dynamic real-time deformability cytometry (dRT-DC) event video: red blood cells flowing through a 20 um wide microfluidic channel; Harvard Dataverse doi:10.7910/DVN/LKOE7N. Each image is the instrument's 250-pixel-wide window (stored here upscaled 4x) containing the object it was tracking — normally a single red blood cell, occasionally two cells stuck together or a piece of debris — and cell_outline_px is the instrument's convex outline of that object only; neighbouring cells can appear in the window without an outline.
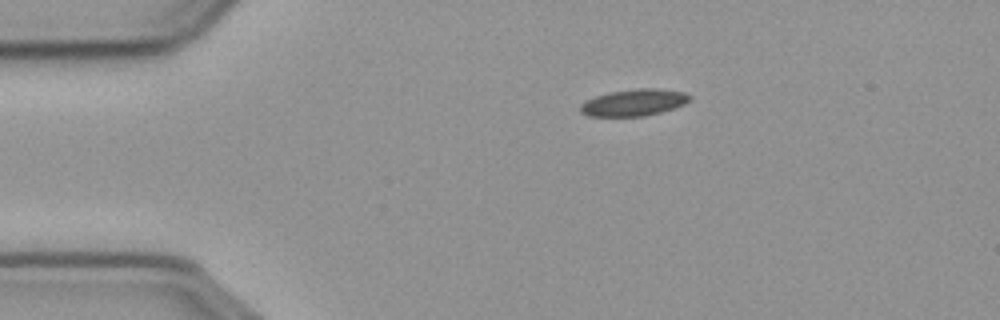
{"species": "common noctule bat (a hibernating species)", "species_latin": "Nyctalus noctula", "temperature_condition": "cold", "stored_images_in_passage": 46, "camera_frame_rate_fps": 3000, "um_per_image_px": 0.085, "animal": {"sex": "male", "body_mass_g": 23.1, "forearm_length_mm": 52.7}, "frame": {"image": 1, "passage_image": 1, "time_ms": 0.0, "image_size_px": [1000, 320], "cell_outline_px": [[692, 100], [684, 104], [660, 112], [644, 116], [588, 116], [580, 112], [580, 104], [584, 100], [608, 92], [636, 88], [656, 88], [684, 92], [692, 96]], "centroid_in_image_um": [53.87, 8.7], "position_along_channel_um": 31.1, "area_um2": 17.17}}
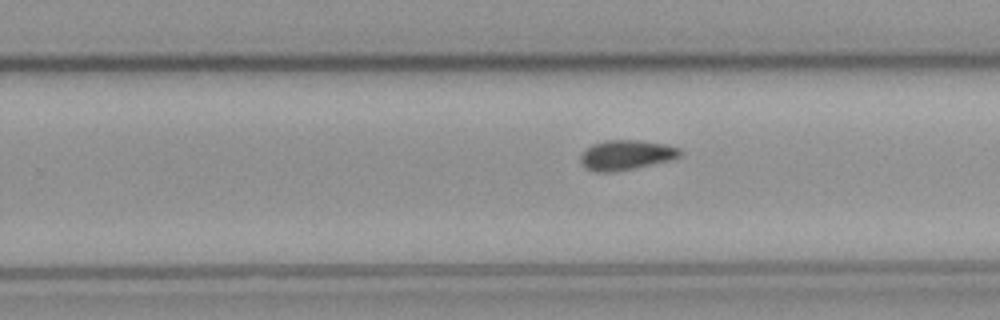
{"frame": {"image": 2, "passage_image": 25, "time_ms": 8.0, "image_size_px": [1000, 320], "cell_outline_px": [[684, 152], [680, 156], [672, 160], [612, 172], [596, 172], [588, 168], [580, 160], [580, 156], [592, 144], [604, 140], [640, 140], [664, 144], [680, 148]], "centroid_in_image_um": [53.27, 13.16], "position_along_channel_um": 276.5, "area_um2": 17.17}}
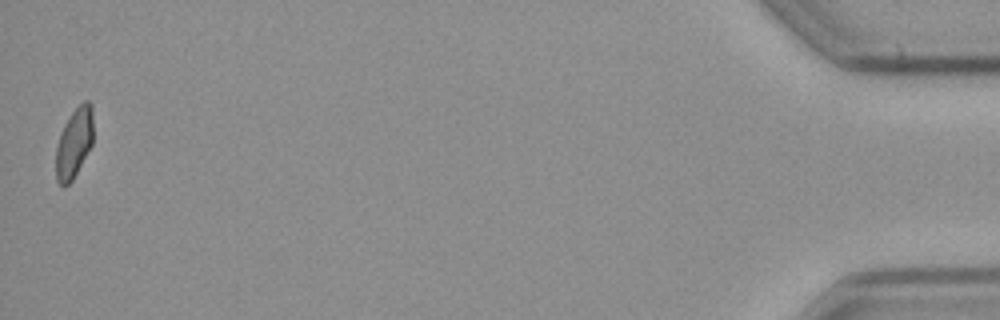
{"frame": {"image": 3, "passage_image": 46, "time_ms": 15.0, "image_size_px": [1000, 320], "cell_outline_px": [[92, 144], [72, 180], [64, 188], [56, 180], [56, 148], [64, 124], [72, 112], [84, 100], [88, 100], [92, 104]], "centroid_in_image_um": [6.29, 12.15], "position_along_channel_um": 428.9, "area_um2": 14.97}, "authors_computed_cell_mechanics": {"area_um2": 16.762, "velocity_mm_per_s": 3.6459, "shape_relaxation_time_tau1_ms": null, "shape_relaxation_time_tau2_ms": 3.778, "deformation_change_tau1": null, "deformation_change_tau2": 0.0888}}